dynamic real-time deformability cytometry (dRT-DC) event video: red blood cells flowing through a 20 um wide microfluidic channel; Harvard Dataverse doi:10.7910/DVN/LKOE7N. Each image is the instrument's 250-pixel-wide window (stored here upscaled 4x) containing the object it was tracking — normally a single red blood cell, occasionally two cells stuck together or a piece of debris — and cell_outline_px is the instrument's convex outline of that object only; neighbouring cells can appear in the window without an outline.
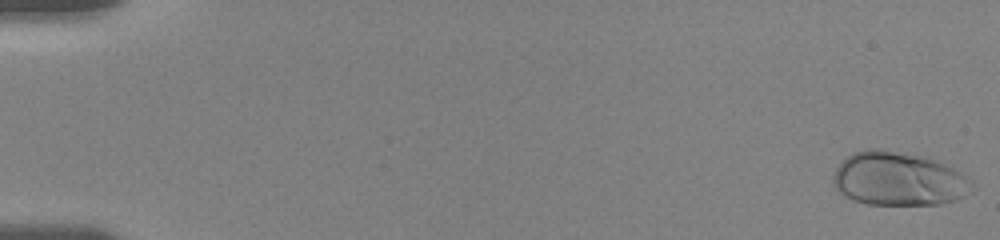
{"species": "human", "species_latin": "Homo sapiens", "temperature_condition": "room temperature", "stored_images_in_passage": 56, "camera_frame_rate_fps": 3000, "um_per_image_px": 0.085, "donor": {"sex": "female"}, "frame": {"image": 1, "passage_image": 1, "time_ms": 0.0, "image_size_px": [1000, 240], "cell_outline_px": [[976, 188], [972, 192], [956, 200], [940, 204], [868, 204], [852, 200], [844, 196], [832, 184], [832, 176], [836, 168], [852, 152], [864, 148], [880, 148], [932, 156], [960, 172], [972, 180]], "centroid_in_image_um": [76.41, 15.18], "position_along_channel_um": 8.6, "area_um2": 44.45}}
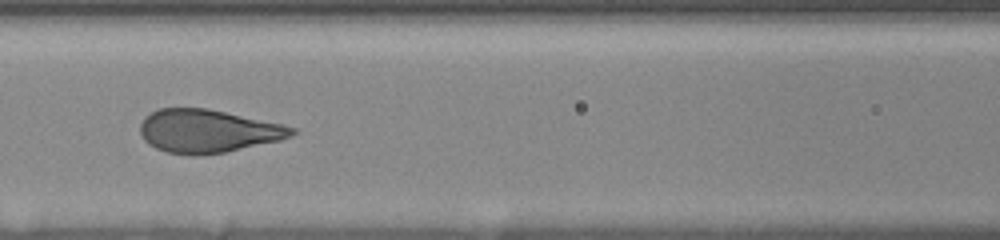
{"frame": {"image": 2, "passage_image": 26, "time_ms": 8.333, "image_size_px": [1000, 240], "cell_outline_px": [[300, 132], [292, 136], [280, 140], [224, 152], [164, 152], [148, 144], [140, 136], [140, 124], [144, 116], [160, 108], [208, 108], [284, 124], [296, 128]], "centroid_in_image_um": [17.69, 11.09], "position_along_channel_um": 148.9, "area_um2": 37.63}}
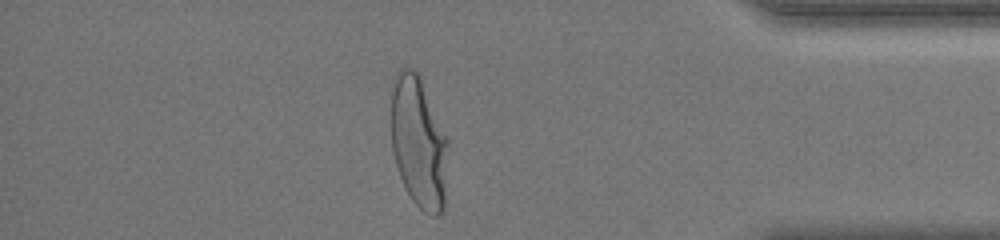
{"frame": {"image": 3, "passage_image": 49, "time_ms": 16.0, "image_size_px": [1000, 240], "cell_outline_px": [[448, 144], [444, 208], [440, 216], [432, 216], [424, 212], [412, 200], [404, 188], [396, 164], [392, 148], [388, 88], [396, 72], [400, 68], [412, 68], [420, 76], [448, 140]], "centroid_in_image_um": [35.53, 12.05], "position_along_channel_um": 399.7, "area_um2": 44.68}, "authors_computed_cell_mechanics": {"area_um2": 39.2462, "velocity_mm_per_s": 3.6177, "shape_relaxation_time_tau1_ms": 3.9197, "shape_relaxation_time_tau2_ms": null, "deformation_change_tau1": 0.2028, "deformation_change_tau2": null}}